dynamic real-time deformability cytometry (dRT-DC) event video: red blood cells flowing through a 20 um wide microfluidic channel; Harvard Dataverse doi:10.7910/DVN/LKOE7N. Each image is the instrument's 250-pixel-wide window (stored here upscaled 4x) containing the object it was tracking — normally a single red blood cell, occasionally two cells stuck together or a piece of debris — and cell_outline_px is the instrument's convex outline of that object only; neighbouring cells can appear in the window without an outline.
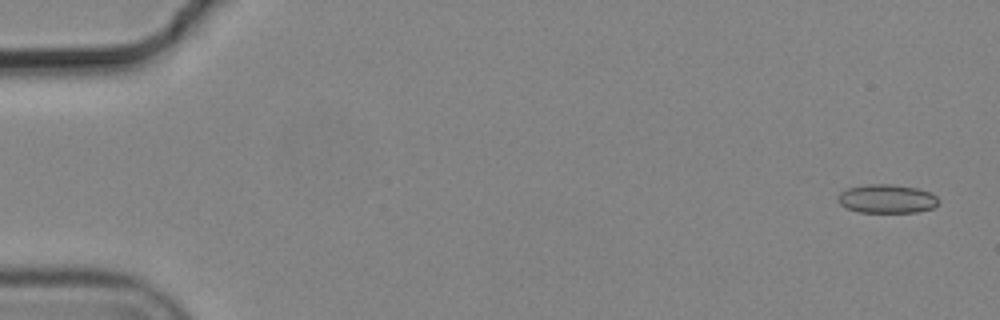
{"species": "common noctule bat (a hibernating species)", "species_latin": "Nyctalus noctula", "temperature_condition": "cold", "stored_images_in_passage": 2, "camera_frame_rate_fps": 3000, "um_per_image_px": 0.085, "animal": {"sex": "male", "body_mass_g": 19.2, "forearm_length_mm": 51.8}, "frame": {"image": 1, "passage_image": 2, "time_ms": 0.333, "image_size_px": [1000, 320], "cell_outline_px": [[940, 200], [932, 208], [916, 212], [860, 212], [848, 208], [840, 204], [836, 200], [836, 196], [840, 192], [848, 188], [868, 184], [892, 184], [916, 188], [928, 192], [936, 196]], "centroid_in_image_um": [75.35, 16.89], "position_along_channel_um": 9.7, "area_um2": 16.76}}